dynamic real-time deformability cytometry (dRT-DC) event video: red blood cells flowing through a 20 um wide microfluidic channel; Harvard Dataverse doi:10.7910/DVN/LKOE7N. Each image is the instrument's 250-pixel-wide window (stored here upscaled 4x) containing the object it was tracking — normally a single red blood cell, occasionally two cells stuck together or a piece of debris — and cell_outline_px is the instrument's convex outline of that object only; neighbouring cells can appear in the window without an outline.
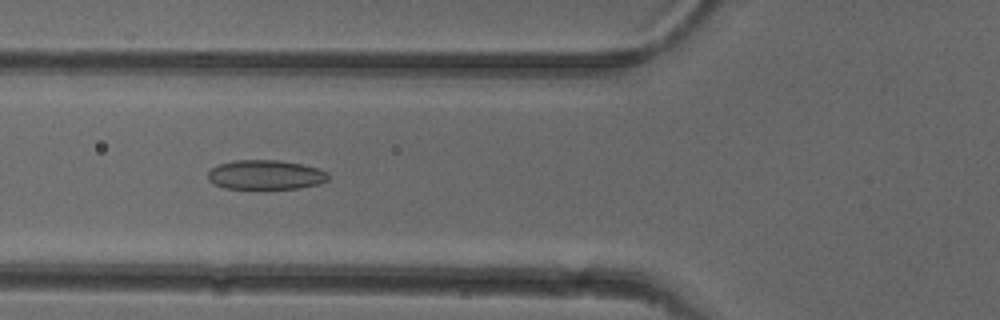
{"species": "common noctule bat (a hibernating species)", "species_latin": "Nyctalus noctula", "temperature_condition": "cold", "stored_images_in_passage": 48, "camera_frame_rate_fps": 3000, "um_per_image_px": 0.085, "animal": {"sex": "female"}, "frame": {"image": 1, "passage_image": 19, "time_ms": 6.0, "image_size_px": [1000, 320], "cell_outline_px": [[328, 180], [320, 184], [300, 188], [224, 188], [212, 184], [208, 180], [208, 172], [212, 168], [220, 164], [236, 160], [280, 160], [320, 168], [328, 172]], "centroid_in_image_um": [22.59, 14.86], "position_along_channel_um": 103.2, "area_um2": 20.69}}
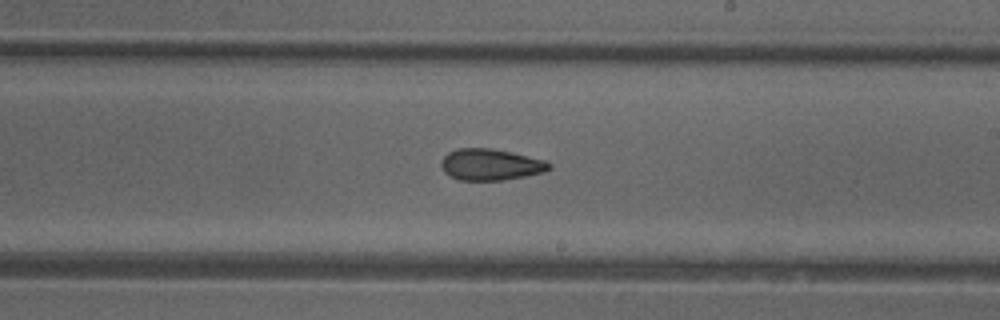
{"frame": {"image": 2, "passage_image": 30, "time_ms": 9.667, "image_size_px": [1000, 320], "cell_outline_px": [[552, 168], [544, 172], [504, 180], [460, 180], [444, 172], [440, 164], [440, 160], [448, 152], [456, 148], [492, 148], [512, 152], [544, 160], [552, 164]], "centroid_in_image_um": [41.69, 13.98], "position_along_channel_um": 247.3, "area_um2": 19.83}}
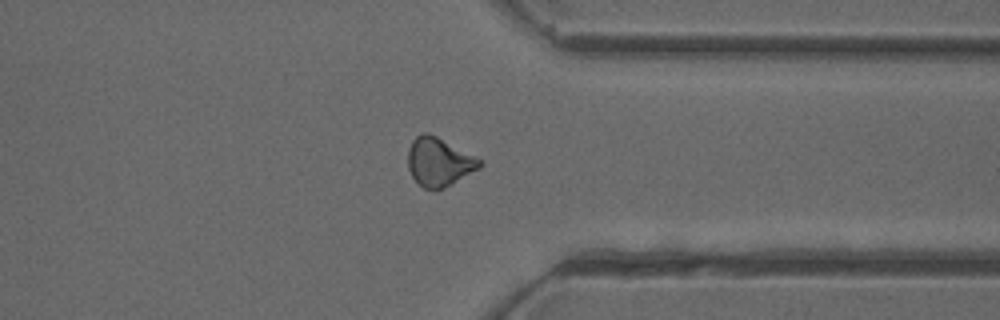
{"frame": {"image": 3, "passage_image": 40, "time_ms": 13.0, "image_size_px": [1000, 320], "cell_outline_px": [[484, 164], [480, 168], [444, 188], [432, 192], [424, 188], [412, 176], [408, 168], [408, 148], [412, 140], [420, 132], [428, 132], [436, 136], [480, 160]], "centroid_in_image_um": [37.28, 13.78], "position_along_channel_um": 374.1, "area_um2": 20.17}, "authors_computed_cell_mechanics": {"area_um2": 20.4034, "velocity_mm_per_s": 3.9188, "shape_relaxation_time_tau1_ms": null, "shape_relaxation_time_tau2_ms": 3.7789, "deformation_change_tau1": null, "deformation_change_tau2": 0.1063}}